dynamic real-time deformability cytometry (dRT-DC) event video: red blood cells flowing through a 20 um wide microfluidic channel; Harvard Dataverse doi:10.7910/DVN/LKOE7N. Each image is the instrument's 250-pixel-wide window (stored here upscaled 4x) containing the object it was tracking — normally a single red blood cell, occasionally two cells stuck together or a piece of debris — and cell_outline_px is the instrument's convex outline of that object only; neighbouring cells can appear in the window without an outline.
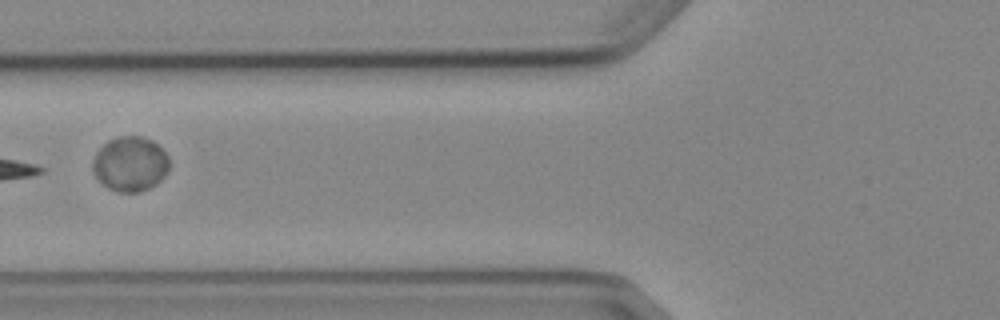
{"species": "Egyptian fruit bat (a non-hibernating species)", "species_latin": "Rousettus aegyptiacus", "temperature_condition": "cold", "stored_images_in_passage": 6, "camera_frame_rate_fps": 3000, "um_per_image_px": 0.085, "animal": {"sex": "female"}, "frame": {"image": 1, "passage_image": 6, "time_ms": 6.667, "image_size_px": [1000, 320], "cell_outline_px": [[168, 168], [164, 176], [156, 184], [140, 192], [120, 192], [108, 188], [92, 172], [92, 160], [96, 152], [108, 140], [120, 136], [140, 136], [152, 140], [168, 156]], "centroid_in_image_um": [11.04, 13.93], "position_along_channel_um": 114.8, "area_um2": 24.28}}